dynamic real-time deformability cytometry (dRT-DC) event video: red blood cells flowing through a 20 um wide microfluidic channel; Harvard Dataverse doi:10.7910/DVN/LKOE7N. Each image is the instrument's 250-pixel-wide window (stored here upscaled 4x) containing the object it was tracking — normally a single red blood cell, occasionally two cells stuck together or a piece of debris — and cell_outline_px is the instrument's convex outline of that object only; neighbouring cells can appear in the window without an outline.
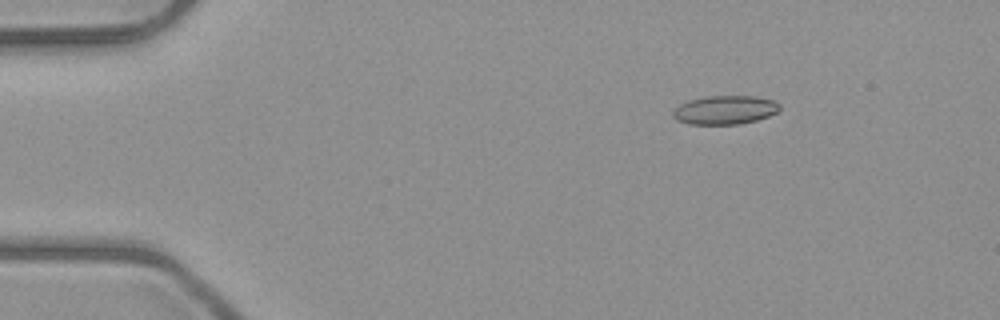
{"species": "common noctule bat (a hibernating species)", "species_latin": "Nyctalus noctula", "temperature_condition": "room temperature", "stored_images_in_passage": 4, "camera_frame_rate_fps": 3000, "um_per_image_px": 0.085, "animal": {"sex": "male", "body_mass_g": 23.1, "forearm_length_mm": 52.7}, "frame": {"image": 1, "passage_image": 1, "time_ms": 0.0, "image_size_px": [1000, 320], "cell_outline_px": [[780, 108], [776, 112], [768, 116], [756, 120], [740, 124], [688, 124], [676, 120], [672, 116], [672, 112], [680, 104], [688, 100], [708, 96], [756, 96], [772, 100], [780, 104]], "centroid_in_image_um": [61.6, 9.34], "position_along_channel_um": 23.4, "area_um2": 17.86}}